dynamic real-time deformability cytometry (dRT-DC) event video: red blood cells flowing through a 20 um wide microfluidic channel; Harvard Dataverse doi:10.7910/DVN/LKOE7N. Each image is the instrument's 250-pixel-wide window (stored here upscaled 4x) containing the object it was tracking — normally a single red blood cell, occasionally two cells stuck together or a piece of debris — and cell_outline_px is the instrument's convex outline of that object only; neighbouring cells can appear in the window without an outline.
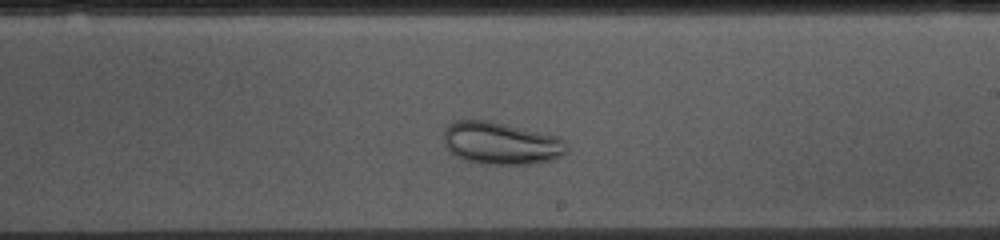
{"species": "common noctule bat (a hibernating species)", "species_latin": "Nyctalus noctula", "temperature_condition": "cold", "stored_images_in_passage": 35, "camera_frame_rate_fps": 3000, "um_per_image_px": 0.085, "animal": {"sex": "female", "body_mass_g": 10.0, "forearm_length_mm": 53.1}, "frame": {"image": 1, "passage_image": 23, "time_ms": 7.333, "image_size_px": [1000, 240], "cell_outline_px": [[568, 148], [560, 156], [552, 160], [528, 164], [484, 164], [464, 160], [448, 152], [444, 144], [444, 128], [448, 124], [456, 120], [488, 120], [560, 136], [564, 140]], "centroid_in_image_um": [42.55, 12.17], "position_along_channel_um": 246.4, "area_um2": 30.69}}
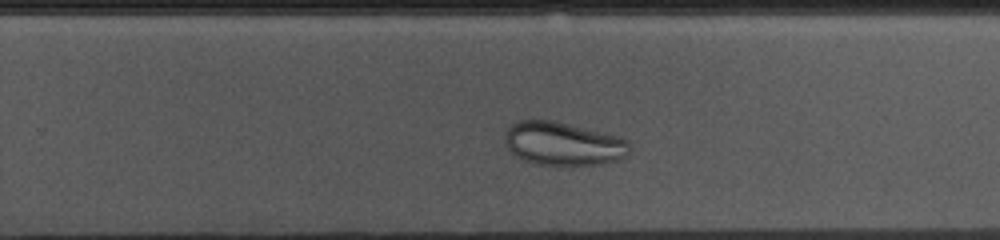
{"frame": {"image": 2, "passage_image": 26, "time_ms": 8.333, "image_size_px": [1000, 240], "cell_outline_px": [[632, 148], [628, 156], [620, 160], [604, 164], [536, 164], [524, 160], [516, 156], [504, 144], [504, 136], [508, 128], [512, 124], [520, 120], [552, 120], [620, 136], [628, 140], [632, 144]], "centroid_in_image_um": [47.93, 12.21], "position_along_channel_um": 281.9, "area_um2": 31.79}}
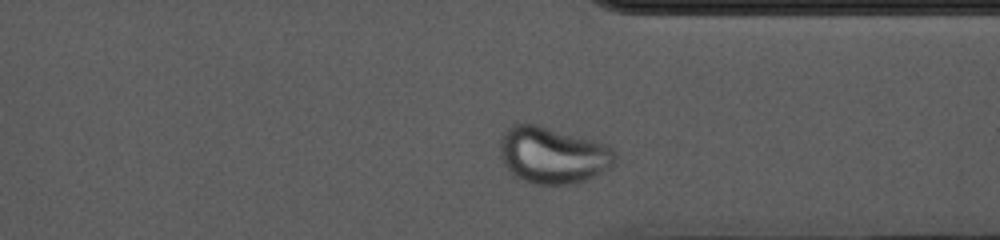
{"frame": {"image": 3, "passage_image": 33, "time_ms": 10.667, "image_size_px": [1000, 240], "cell_outline_px": [[616, 164], [588, 180], [572, 184], [532, 184], [516, 176], [504, 164], [500, 156], [500, 136], [512, 124], [536, 124], [592, 140], [604, 144], [612, 148], [616, 156]], "centroid_in_image_um": [46.98, 13.2], "position_along_channel_um": 364.4, "area_um2": 37.86}}